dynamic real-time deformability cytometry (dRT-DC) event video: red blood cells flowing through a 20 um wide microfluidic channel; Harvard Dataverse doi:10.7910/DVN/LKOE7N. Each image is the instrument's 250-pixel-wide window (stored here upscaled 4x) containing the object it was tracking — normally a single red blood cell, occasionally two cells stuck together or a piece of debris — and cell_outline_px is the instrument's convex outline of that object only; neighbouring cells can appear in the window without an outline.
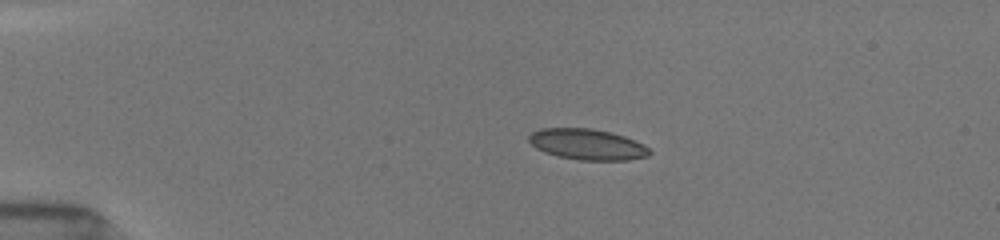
{"species": "common noctule bat (a hibernating species)", "species_latin": "Nyctalus noctula", "temperature_condition": "room temperature", "stored_images_in_passage": 39, "camera_frame_rate_fps": 3000, "um_per_image_px": 0.085, "animal": {"sex": "female", "body_mass_g": 19.5, "forearm_length_mm": 54.1}, "frame": {"image": 1, "passage_image": 1, "time_ms": 0.0, "image_size_px": [1000, 240], "cell_outline_px": [[652, 152], [648, 156], [628, 160], [580, 160], [556, 156], [544, 152], [536, 148], [528, 140], [528, 136], [532, 132], [540, 128], [592, 128], [612, 132], [624, 136], [644, 144]], "centroid_in_image_um": [49.92, 12.27], "position_along_channel_um": 35.1, "area_um2": 21.85}}
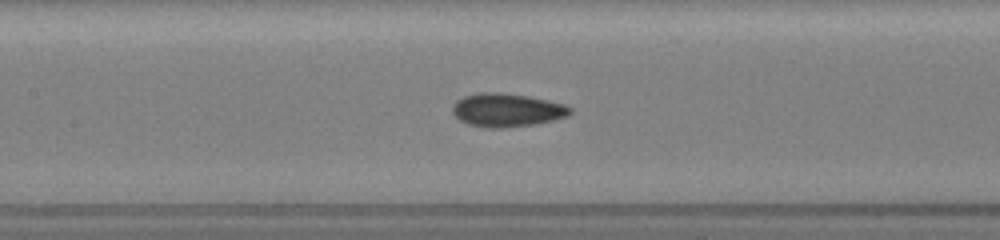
{"frame": {"image": 2, "passage_image": 14, "time_ms": 4.667, "image_size_px": [1000, 240], "cell_outline_px": [[572, 112], [568, 116], [552, 120], [532, 124], [500, 128], [484, 128], [468, 124], [460, 120], [452, 112], [452, 108], [456, 100], [464, 96], [480, 92], [496, 92], [528, 96], [564, 104], [572, 108]], "centroid_in_image_um": [43.06, 9.35], "position_along_channel_um": 164.3, "area_um2": 22.77}}
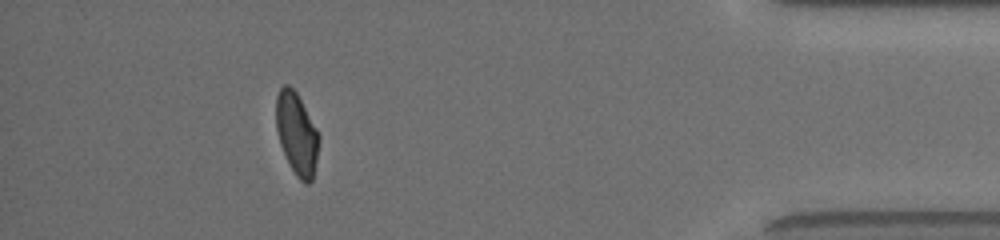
{"frame": {"image": 3, "passage_image": 34, "time_ms": 12.0, "image_size_px": [1000, 240], "cell_outline_px": [[320, 140], [312, 180], [308, 184], [304, 184], [296, 176], [280, 144], [276, 128], [276, 96], [280, 88], [284, 84], [288, 84], [296, 92], [320, 132]], "centroid_in_image_um": [25.24, 11.34], "position_along_channel_um": 410.0, "area_um2": 20.58}, "authors_computed_cell_mechanics": {"area_um2": 21.5594, "velocity_mm_per_s": 3.9871, "shape_relaxation_time_tau1_ms": null, "shape_relaxation_time_tau2_ms": 1.3003, "deformation_change_tau1": null, "deformation_change_tau2": 0.0654}}